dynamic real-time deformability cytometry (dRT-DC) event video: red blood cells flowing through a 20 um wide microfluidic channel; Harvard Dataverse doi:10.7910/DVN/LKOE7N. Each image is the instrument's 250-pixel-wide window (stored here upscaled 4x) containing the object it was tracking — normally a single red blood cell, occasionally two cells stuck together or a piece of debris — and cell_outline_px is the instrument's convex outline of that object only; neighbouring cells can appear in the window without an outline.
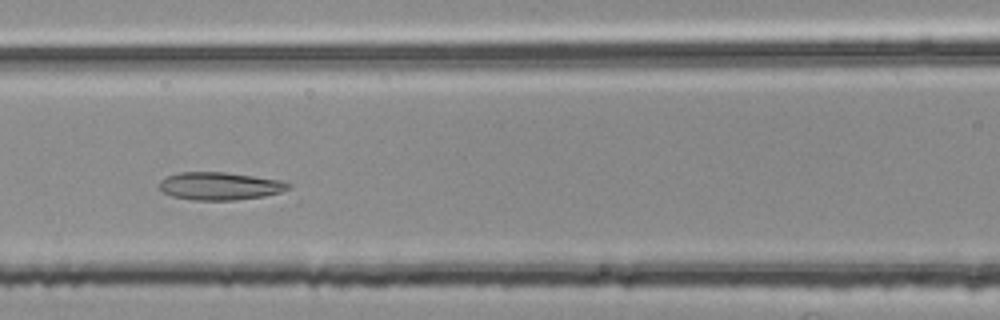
{"species": "common noctule bat (a hibernating species)", "species_latin": "Nyctalus noctula", "temperature_condition": "room temperature", "stored_images_in_passage": 48, "camera_frame_rate_fps": 3000, "um_per_image_px": 0.085, "animal": {"sex": "female", "body_mass_g": 25.1}, "frame": {"image": 1, "passage_image": 21, "time_ms": 6.667, "image_size_px": [1000, 320], "cell_outline_px": [[292, 184], [288, 188], [280, 192], [264, 196], [236, 200], [192, 200], [172, 196], [164, 192], [160, 188], [160, 180], [168, 176], [180, 172], [224, 172], [280, 180]], "centroid_in_image_um": [18.68, 15.82], "position_along_channel_um": 147.9, "area_um2": 20.69}}
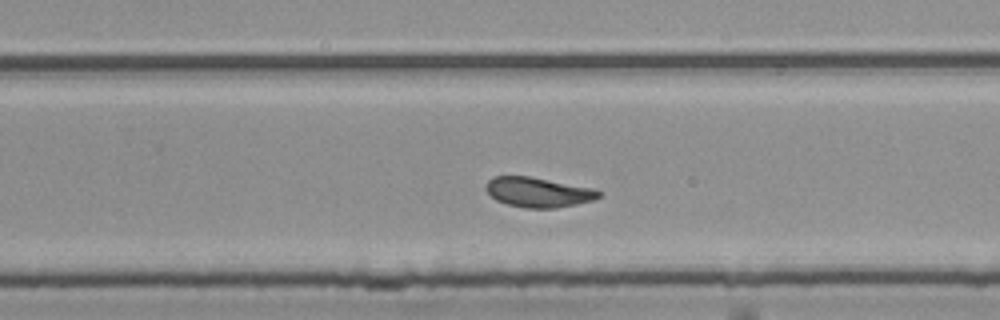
{"frame": {"image": 2, "passage_image": 32, "time_ms": 10.333, "image_size_px": [1000, 320], "cell_outline_px": [[600, 196], [592, 200], [576, 204], [556, 208], [524, 208], [508, 204], [496, 200], [484, 188], [484, 184], [492, 176], [528, 176], [592, 188], [600, 192]], "centroid_in_image_um": [45.69, 16.34], "position_along_channel_um": 284.1, "area_um2": 19.48}}
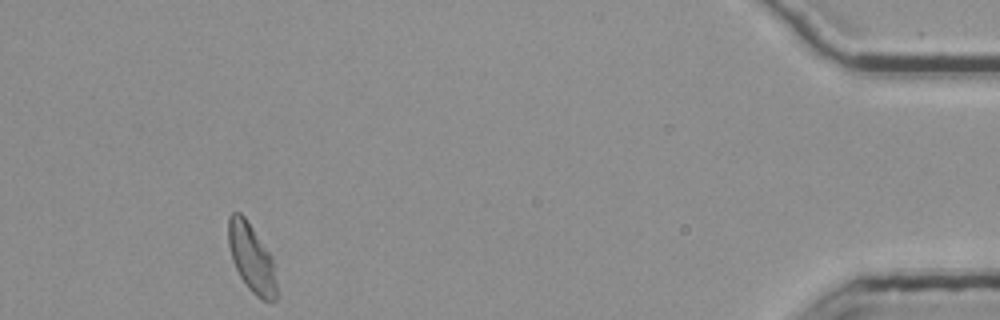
{"frame": {"image": 3, "passage_image": 48, "time_ms": 15.667, "image_size_px": [1000, 320], "cell_outline_px": [[276, 300], [272, 304], [268, 304], [256, 296], [248, 288], [240, 276], [232, 260], [228, 244], [228, 216], [232, 212], [240, 212], [244, 216], [272, 256], [276, 264]], "centroid_in_image_um": [21.41, 21.98], "position_along_channel_um": 413.8, "area_um2": 19.59}, "authors_computed_cell_mechanics": {"area_um2": 20.2878, "velocity_mm_per_s": 3.7289, "shape_relaxation_time_tau1_ms": null, "shape_relaxation_time_tau2_ms": 1.4834, "deformation_change_tau1": null, "deformation_change_tau2": 0.0788}}